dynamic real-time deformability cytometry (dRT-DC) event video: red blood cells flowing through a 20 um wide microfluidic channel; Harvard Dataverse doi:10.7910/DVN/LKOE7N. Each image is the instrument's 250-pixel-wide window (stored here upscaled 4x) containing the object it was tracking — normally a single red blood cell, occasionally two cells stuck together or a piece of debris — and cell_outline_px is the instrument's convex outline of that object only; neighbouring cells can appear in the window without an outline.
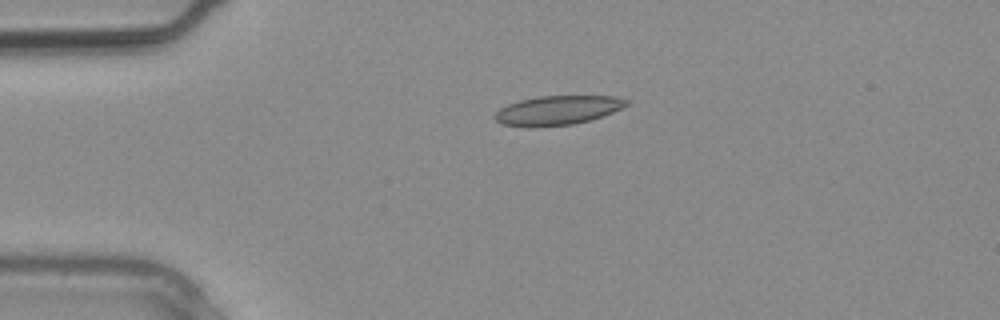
{"species": "common noctule bat (a hibernating species)", "species_latin": "Nyctalus noctula", "temperature_condition": "warm", "stored_images_in_passage": 3, "camera_frame_rate_fps": 3000, "um_per_image_px": 0.085, "animal": {"sex": "male", "body_mass_g": 20.4}, "frame": {"image": 1, "passage_image": 3, "time_ms": 0.667, "image_size_px": [1000, 320], "cell_outline_px": [[628, 104], [612, 112], [588, 120], [572, 124], [528, 128], [500, 124], [492, 116], [500, 108], [508, 104], [520, 100], [540, 96], [616, 96], [628, 100]], "centroid_in_image_um": [47.32, 9.38], "position_along_channel_um": 37.7, "area_um2": 22.37}}